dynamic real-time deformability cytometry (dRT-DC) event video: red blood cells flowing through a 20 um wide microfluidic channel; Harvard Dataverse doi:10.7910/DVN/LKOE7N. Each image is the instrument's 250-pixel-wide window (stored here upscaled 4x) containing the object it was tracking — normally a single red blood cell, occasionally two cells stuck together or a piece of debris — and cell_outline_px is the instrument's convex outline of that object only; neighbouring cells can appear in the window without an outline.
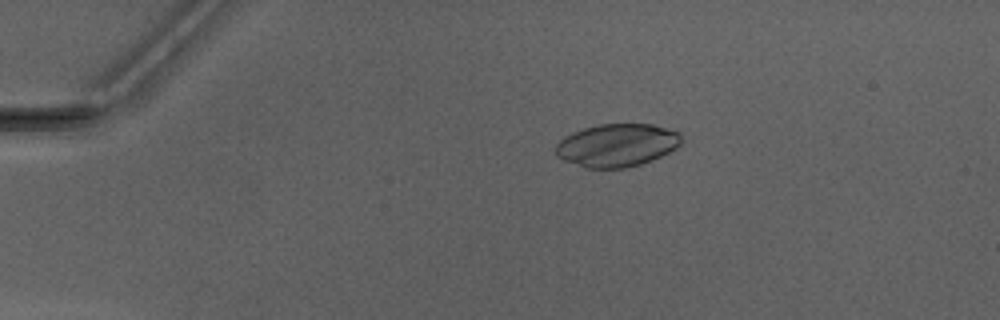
{"species": "Egyptian fruit bat (a non-hibernating species)", "species_latin": "Rousettus aegyptiacus", "temperature_condition": "warm", "stored_images_in_passage": 44, "camera_frame_rate_fps": 3000, "um_per_image_px": 0.085, "animal": {"sex": "male"}, "frame": {"image": 1, "passage_image": 4, "time_ms": 1.0, "image_size_px": [1000, 320], "cell_outline_px": [[684, 140], [676, 148], [652, 160], [640, 164], [624, 168], [588, 168], [564, 160], [556, 156], [556, 144], [564, 136], [572, 132], [584, 128], [600, 124], [652, 124], [680, 132]], "centroid_in_image_um": [52.45, 12.33], "position_along_channel_um": 32.5, "area_um2": 31.44}}
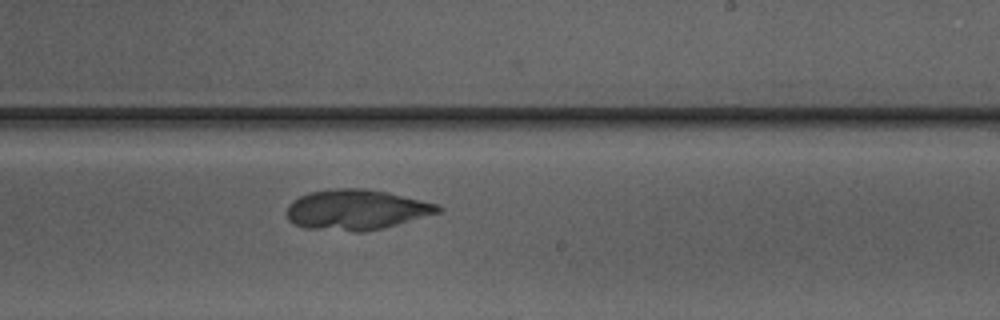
{"frame": {"image": 2, "passage_image": 25, "time_ms": 8.0, "image_size_px": [1000, 320], "cell_outline_px": [[444, 208], [440, 212], [396, 224], [364, 232], [356, 232], [304, 228], [292, 224], [288, 220], [288, 204], [292, 200], [308, 192], [332, 188], [364, 188], [388, 192], [436, 204]], "centroid_in_image_um": [30.23, 17.82], "position_along_channel_um": 258.8, "area_um2": 35.49}}
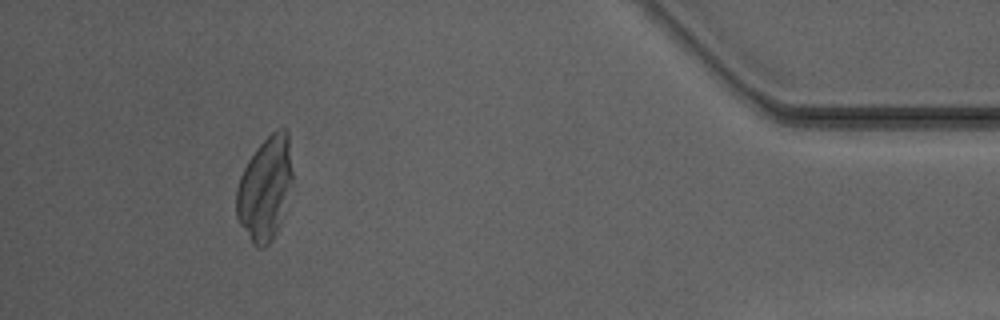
{"frame": {"image": 3, "passage_image": 40, "time_ms": 13.0, "image_size_px": [1000, 320], "cell_outline_px": [[292, 180], [280, 224], [268, 244], [264, 248], [256, 248], [252, 244], [240, 224], [236, 216], [236, 188], [240, 176], [248, 160], [256, 148], [276, 128], [284, 128], [288, 132], [292, 172]], "centroid_in_image_um": [22.51, 16.02], "position_along_channel_um": 412.7, "area_um2": 33.64}}